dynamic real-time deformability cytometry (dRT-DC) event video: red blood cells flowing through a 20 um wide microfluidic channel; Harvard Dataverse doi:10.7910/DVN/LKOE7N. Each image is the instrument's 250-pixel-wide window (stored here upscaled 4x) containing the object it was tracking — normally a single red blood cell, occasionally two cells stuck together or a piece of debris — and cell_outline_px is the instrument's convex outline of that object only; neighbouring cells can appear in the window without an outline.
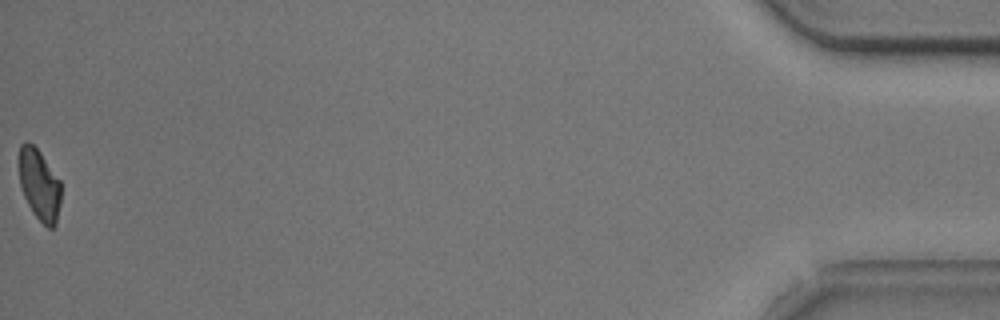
{"species": "common noctule bat (a hibernating species)", "species_latin": "Nyctalus noctula", "temperature_condition": "cold", "stored_images_in_passage": 43, "camera_frame_rate_fps": 3000, "um_per_image_px": 0.085, "animal": {"sex": "male", "body_mass_g": 20.5, "forearm_length_mm": 52.5}, "frame": {"image": 1, "passage_image": 43, "time_ms": 14.0, "image_size_px": [1000, 320], "cell_outline_px": [[60, 204], [56, 224], [52, 228], [48, 228], [32, 212], [24, 196], [20, 184], [20, 144], [24, 140], [28, 140], [40, 152], [60, 180]], "centroid_in_image_um": [3.35, 15.7], "position_along_channel_um": 431.8, "area_um2": 17.22}, "authors_computed_cell_mechanics": {"area_um2": 20.0566, "velocity_mm_per_s": 3.7539, "shape_relaxation_time_tau1_ms": 2.9136, "shape_relaxation_time_tau2_ms": null, "deformation_change_tau1": 0.0911, "deformation_change_tau2": null}}